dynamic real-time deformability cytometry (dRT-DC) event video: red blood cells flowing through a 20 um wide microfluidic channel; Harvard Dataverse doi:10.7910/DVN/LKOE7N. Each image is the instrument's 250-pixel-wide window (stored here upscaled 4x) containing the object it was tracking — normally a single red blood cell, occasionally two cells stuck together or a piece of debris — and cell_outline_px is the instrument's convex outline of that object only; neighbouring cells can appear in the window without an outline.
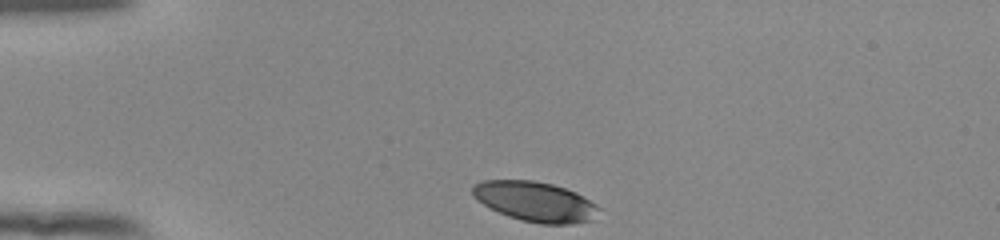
{"species": "human", "species_latin": "Homo sapiens", "temperature_condition": "room temperature", "stored_images_in_passage": 33, "camera_frame_rate_fps": 3000, "um_per_image_px": 0.085, "donor": {"sex": "female"}, "frame": {"image": 1, "passage_image": 1, "time_ms": 0.0, "image_size_px": [1000, 240], "cell_outline_px": [[600, 208], [592, 220], [576, 224], [540, 224], [520, 220], [508, 216], [476, 200], [472, 196], [472, 184], [484, 180], [532, 180], [552, 184], [576, 192], [596, 204]], "centroid_in_image_um": [45.48, 17.13], "position_along_channel_um": 39.5, "area_um2": 29.42}}
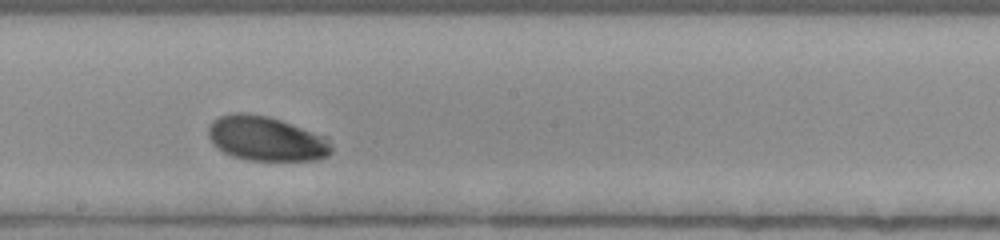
{"frame": {"image": 2, "passage_image": 19, "time_ms": 6.0, "image_size_px": [1000, 240], "cell_outline_px": [[332, 152], [328, 156], [316, 160], [248, 160], [232, 156], [216, 148], [212, 144], [208, 136], [208, 128], [212, 120], [220, 116], [232, 112], [244, 112], [268, 116], [328, 136], [332, 144]], "centroid_in_image_um": [22.63, 11.78], "position_along_channel_um": 225.6, "area_um2": 32.43}}
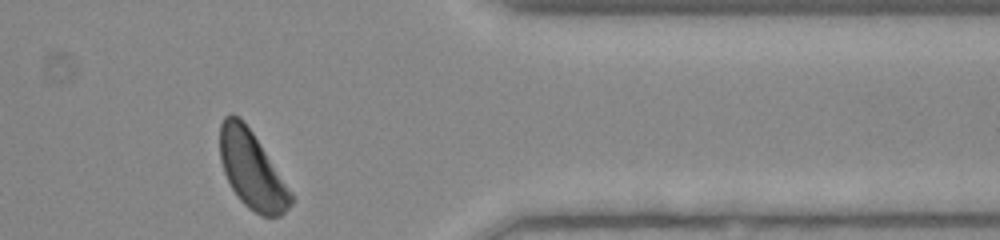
{"frame": {"image": 3, "passage_image": 33, "time_ms": 10.667, "image_size_px": [1000, 240], "cell_outline_px": [[292, 204], [280, 216], [260, 216], [248, 208], [240, 200], [232, 188], [224, 172], [220, 160], [220, 124], [224, 116], [240, 116], [252, 132], [292, 192]], "centroid_in_image_um": [21.4, 14.46], "position_along_channel_um": 390.0, "area_um2": 31.56}, "authors_computed_cell_mechanics": {"area_um2": 31.6744, "velocity_mm_per_s": 3.8241, "shape_relaxation_time_tau1_ms": 2.0834, "shape_relaxation_time_tau2_ms": null, "deformation_change_tau1": 0.1125, "deformation_change_tau2": null}}